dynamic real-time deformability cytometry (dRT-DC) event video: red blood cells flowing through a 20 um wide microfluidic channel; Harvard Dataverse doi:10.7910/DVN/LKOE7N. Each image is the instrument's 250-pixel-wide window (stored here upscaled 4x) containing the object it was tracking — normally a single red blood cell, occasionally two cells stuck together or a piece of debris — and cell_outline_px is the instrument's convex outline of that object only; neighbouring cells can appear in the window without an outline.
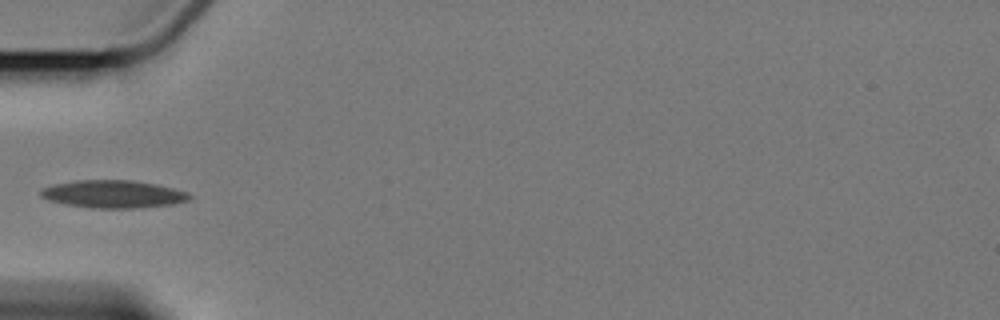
{"species": "Egyptian fruit bat (a non-hibernating species)", "species_latin": "Rousettus aegyptiacus", "temperature_condition": "cold", "stored_images_in_passage": 8, "camera_frame_rate_fps": 3000, "um_per_image_px": 0.085, "animal": {"sex": "female"}, "frame": {"image": 1, "passage_image": 4, "time_ms": 3.667, "image_size_px": [1000, 320], "cell_outline_px": [[192, 196], [188, 200], [172, 204], [136, 208], [88, 208], [64, 204], [48, 200], [40, 196], [40, 188], [56, 184], [76, 180], [132, 180], [156, 184], [188, 192]], "centroid_in_image_um": [9.59, 16.5], "position_along_channel_um": 75.4, "area_um2": 24.04}}
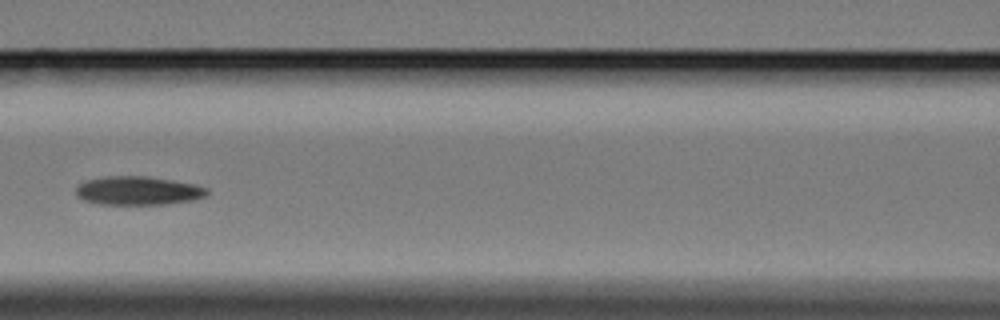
{"frame": {"image": 2, "passage_image": 6, "time_ms": 6.0, "image_size_px": [1000, 320], "cell_outline_px": [[208, 196], [192, 200], [164, 204], [100, 204], [84, 200], [76, 196], [76, 188], [84, 180], [104, 176], [148, 176], [172, 180], [192, 184], [208, 188]], "centroid_in_image_um": [11.72, 16.2], "position_along_channel_um": 154.9, "area_um2": 21.91}}
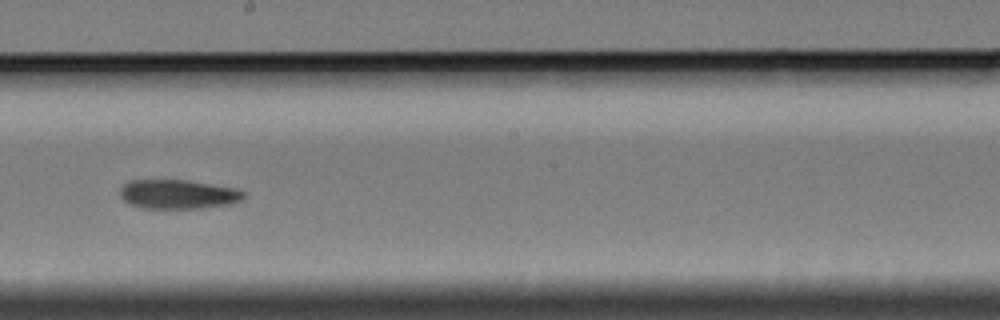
{"frame": {"image": 3, "passage_image": 8, "time_ms": 8.333, "image_size_px": [1000, 320], "cell_outline_px": [[244, 196], [240, 200], [228, 204], [204, 208], [140, 208], [124, 200], [120, 196], [120, 188], [124, 184], [132, 180], [188, 180], [232, 188], [244, 192]], "centroid_in_image_um": [15.09, 16.51], "position_along_channel_um": 233.1, "area_um2": 20.75}}